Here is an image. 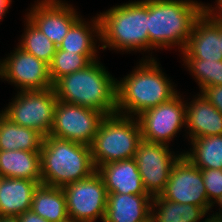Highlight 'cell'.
<instances>
[{"instance_id":"cell-1","label":"cell","mask_w":222,"mask_h":222,"mask_svg":"<svg viewBox=\"0 0 222 222\" xmlns=\"http://www.w3.org/2000/svg\"><path fill=\"white\" fill-rule=\"evenodd\" d=\"M156 58L142 59L131 73L117 80L116 113L137 117L142 112L169 101L178 91L162 71Z\"/></svg>"},{"instance_id":"cell-2","label":"cell","mask_w":222,"mask_h":222,"mask_svg":"<svg viewBox=\"0 0 222 222\" xmlns=\"http://www.w3.org/2000/svg\"><path fill=\"white\" fill-rule=\"evenodd\" d=\"M205 3L195 0H148L149 56L152 50L177 47L185 49L195 21L204 12ZM151 51V53H150Z\"/></svg>"},{"instance_id":"cell-3","label":"cell","mask_w":222,"mask_h":222,"mask_svg":"<svg viewBox=\"0 0 222 222\" xmlns=\"http://www.w3.org/2000/svg\"><path fill=\"white\" fill-rule=\"evenodd\" d=\"M99 60L57 79L52 87L56 98L98 110L106 116L116 114L117 79Z\"/></svg>"},{"instance_id":"cell-4","label":"cell","mask_w":222,"mask_h":222,"mask_svg":"<svg viewBox=\"0 0 222 222\" xmlns=\"http://www.w3.org/2000/svg\"><path fill=\"white\" fill-rule=\"evenodd\" d=\"M100 49L120 52H149L148 0L113 5L98 14ZM143 50V51H142Z\"/></svg>"},{"instance_id":"cell-5","label":"cell","mask_w":222,"mask_h":222,"mask_svg":"<svg viewBox=\"0 0 222 222\" xmlns=\"http://www.w3.org/2000/svg\"><path fill=\"white\" fill-rule=\"evenodd\" d=\"M42 184L64 186L91 176L94 166L90 146L45 136L40 150Z\"/></svg>"},{"instance_id":"cell-6","label":"cell","mask_w":222,"mask_h":222,"mask_svg":"<svg viewBox=\"0 0 222 222\" xmlns=\"http://www.w3.org/2000/svg\"><path fill=\"white\" fill-rule=\"evenodd\" d=\"M140 124L136 117L113 114L106 116L90 146L95 168L134 158L141 140Z\"/></svg>"},{"instance_id":"cell-7","label":"cell","mask_w":222,"mask_h":222,"mask_svg":"<svg viewBox=\"0 0 222 222\" xmlns=\"http://www.w3.org/2000/svg\"><path fill=\"white\" fill-rule=\"evenodd\" d=\"M12 99L1 112L17 125L34 129L43 137L49 136L58 102L54 89L17 91Z\"/></svg>"},{"instance_id":"cell-8","label":"cell","mask_w":222,"mask_h":222,"mask_svg":"<svg viewBox=\"0 0 222 222\" xmlns=\"http://www.w3.org/2000/svg\"><path fill=\"white\" fill-rule=\"evenodd\" d=\"M69 220L77 222H103L107 207V191L101 175L91 176L64 186Z\"/></svg>"},{"instance_id":"cell-9","label":"cell","mask_w":222,"mask_h":222,"mask_svg":"<svg viewBox=\"0 0 222 222\" xmlns=\"http://www.w3.org/2000/svg\"><path fill=\"white\" fill-rule=\"evenodd\" d=\"M178 92L169 101L150 108L136 118L140 124L141 138L169 145L177 134L186 128V101Z\"/></svg>"},{"instance_id":"cell-10","label":"cell","mask_w":222,"mask_h":222,"mask_svg":"<svg viewBox=\"0 0 222 222\" xmlns=\"http://www.w3.org/2000/svg\"><path fill=\"white\" fill-rule=\"evenodd\" d=\"M106 115L98 110L58 100L50 136L91 146Z\"/></svg>"},{"instance_id":"cell-11","label":"cell","mask_w":222,"mask_h":222,"mask_svg":"<svg viewBox=\"0 0 222 222\" xmlns=\"http://www.w3.org/2000/svg\"><path fill=\"white\" fill-rule=\"evenodd\" d=\"M175 153L169 145L141 139L134 156L143 187L151 197L160 195L169 180L173 164L182 153Z\"/></svg>"},{"instance_id":"cell-12","label":"cell","mask_w":222,"mask_h":222,"mask_svg":"<svg viewBox=\"0 0 222 222\" xmlns=\"http://www.w3.org/2000/svg\"><path fill=\"white\" fill-rule=\"evenodd\" d=\"M0 59V80L8 81L17 91L45 90L53 87L49 65L17 47Z\"/></svg>"},{"instance_id":"cell-13","label":"cell","mask_w":222,"mask_h":222,"mask_svg":"<svg viewBox=\"0 0 222 222\" xmlns=\"http://www.w3.org/2000/svg\"><path fill=\"white\" fill-rule=\"evenodd\" d=\"M163 199L180 204H192L212 212L208 201L201 169L193 165L184 155L173 164L169 180L160 194Z\"/></svg>"},{"instance_id":"cell-14","label":"cell","mask_w":222,"mask_h":222,"mask_svg":"<svg viewBox=\"0 0 222 222\" xmlns=\"http://www.w3.org/2000/svg\"><path fill=\"white\" fill-rule=\"evenodd\" d=\"M26 17L46 35L57 48L62 44L71 26L81 17L72 4L63 0H37Z\"/></svg>"},{"instance_id":"cell-15","label":"cell","mask_w":222,"mask_h":222,"mask_svg":"<svg viewBox=\"0 0 222 222\" xmlns=\"http://www.w3.org/2000/svg\"><path fill=\"white\" fill-rule=\"evenodd\" d=\"M220 26L204 12L195 21L191 35L181 52L183 59L222 60Z\"/></svg>"},{"instance_id":"cell-16","label":"cell","mask_w":222,"mask_h":222,"mask_svg":"<svg viewBox=\"0 0 222 222\" xmlns=\"http://www.w3.org/2000/svg\"><path fill=\"white\" fill-rule=\"evenodd\" d=\"M186 102V131L188 138L222 135V113L198 92Z\"/></svg>"},{"instance_id":"cell-17","label":"cell","mask_w":222,"mask_h":222,"mask_svg":"<svg viewBox=\"0 0 222 222\" xmlns=\"http://www.w3.org/2000/svg\"><path fill=\"white\" fill-rule=\"evenodd\" d=\"M97 172L105 183L107 194L149 195L143 187L134 158L103 164Z\"/></svg>"},{"instance_id":"cell-18","label":"cell","mask_w":222,"mask_h":222,"mask_svg":"<svg viewBox=\"0 0 222 222\" xmlns=\"http://www.w3.org/2000/svg\"><path fill=\"white\" fill-rule=\"evenodd\" d=\"M150 195L107 194V207L103 222H138L151 217Z\"/></svg>"},{"instance_id":"cell-19","label":"cell","mask_w":222,"mask_h":222,"mask_svg":"<svg viewBox=\"0 0 222 222\" xmlns=\"http://www.w3.org/2000/svg\"><path fill=\"white\" fill-rule=\"evenodd\" d=\"M42 180L2 178L0 184V216H19L31 209L35 190Z\"/></svg>"},{"instance_id":"cell-20","label":"cell","mask_w":222,"mask_h":222,"mask_svg":"<svg viewBox=\"0 0 222 222\" xmlns=\"http://www.w3.org/2000/svg\"><path fill=\"white\" fill-rule=\"evenodd\" d=\"M0 175L6 178L41 180L40 151L0 150Z\"/></svg>"},{"instance_id":"cell-21","label":"cell","mask_w":222,"mask_h":222,"mask_svg":"<svg viewBox=\"0 0 222 222\" xmlns=\"http://www.w3.org/2000/svg\"><path fill=\"white\" fill-rule=\"evenodd\" d=\"M81 16L70 28L63 38L59 49L77 52L78 54H97L101 41L100 20L96 14L91 20L85 21ZM96 37V38H95Z\"/></svg>"},{"instance_id":"cell-22","label":"cell","mask_w":222,"mask_h":222,"mask_svg":"<svg viewBox=\"0 0 222 222\" xmlns=\"http://www.w3.org/2000/svg\"><path fill=\"white\" fill-rule=\"evenodd\" d=\"M43 138L38 131L17 125L0 111V150L40 151Z\"/></svg>"},{"instance_id":"cell-23","label":"cell","mask_w":222,"mask_h":222,"mask_svg":"<svg viewBox=\"0 0 222 222\" xmlns=\"http://www.w3.org/2000/svg\"><path fill=\"white\" fill-rule=\"evenodd\" d=\"M31 210L49 222L69 220L62 188L40 184L34 192Z\"/></svg>"},{"instance_id":"cell-24","label":"cell","mask_w":222,"mask_h":222,"mask_svg":"<svg viewBox=\"0 0 222 222\" xmlns=\"http://www.w3.org/2000/svg\"><path fill=\"white\" fill-rule=\"evenodd\" d=\"M207 213L203 207L169 201L160 195L152 197V222H204Z\"/></svg>"},{"instance_id":"cell-25","label":"cell","mask_w":222,"mask_h":222,"mask_svg":"<svg viewBox=\"0 0 222 222\" xmlns=\"http://www.w3.org/2000/svg\"><path fill=\"white\" fill-rule=\"evenodd\" d=\"M189 151H182L199 169H222V135L191 139Z\"/></svg>"},{"instance_id":"cell-26","label":"cell","mask_w":222,"mask_h":222,"mask_svg":"<svg viewBox=\"0 0 222 222\" xmlns=\"http://www.w3.org/2000/svg\"><path fill=\"white\" fill-rule=\"evenodd\" d=\"M24 19L26 21V25H24V32L21 35L20 41L18 42V46L49 65L53 59L57 47L27 18Z\"/></svg>"},{"instance_id":"cell-27","label":"cell","mask_w":222,"mask_h":222,"mask_svg":"<svg viewBox=\"0 0 222 222\" xmlns=\"http://www.w3.org/2000/svg\"><path fill=\"white\" fill-rule=\"evenodd\" d=\"M97 59H100L98 54H78L57 48L49 64L51 80L54 83L64 75L86 68Z\"/></svg>"},{"instance_id":"cell-28","label":"cell","mask_w":222,"mask_h":222,"mask_svg":"<svg viewBox=\"0 0 222 222\" xmlns=\"http://www.w3.org/2000/svg\"><path fill=\"white\" fill-rule=\"evenodd\" d=\"M184 67L194 76L199 93L207 86L222 85V60L183 59Z\"/></svg>"},{"instance_id":"cell-29","label":"cell","mask_w":222,"mask_h":222,"mask_svg":"<svg viewBox=\"0 0 222 222\" xmlns=\"http://www.w3.org/2000/svg\"><path fill=\"white\" fill-rule=\"evenodd\" d=\"M208 201L213 204L222 195V169H201Z\"/></svg>"},{"instance_id":"cell-30","label":"cell","mask_w":222,"mask_h":222,"mask_svg":"<svg viewBox=\"0 0 222 222\" xmlns=\"http://www.w3.org/2000/svg\"><path fill=\"white\" fill-rule=\"evenodd\" d=\"M200 93L222 113V85L207 86Z\"/></svg>"},{"instance_id":"cell-31","label":"cell","mask_w":222,"mask_h":222,"mask_svg":"<svg viewBox=\"0 0 222 222\" xmlns=\"http://www.w3.org/2000/svg\"><path fill=\"white\" fill-rule=\"evenodd\" d=\"M215 6L204 5V13L209 16L217 25L222 27V0H215Z\"/></svg>"},{"instance_id":"cell-32","label":"cell","mask_w":222,"mask_h":222,"mask_svg":"<svg viewBox=\"0 0 222 222\" xmlns=\"http://www.w3.org/2000/svg\"><path fill=\"white\" fill-rule=\"evenodd\" d=\"M17 217L19 222H49L38 214H36L35 212H33L31 209L25 211Z\"/></svg>"},{"instance_id":"cell-33","label":"cell","mask_w":222,"mask_h":222,"mask_svg":"<svg viewBox=\"0 0 222 222\" xmlns=\"http://www.w3.org/2000/svg\"><path fill=\"white\" fill-rule=\"evenodd\" d=\"M12 0H0V21L5 18L8 9L11 6Z\"/></svg>"},{"instance_id":"cell-34","label":"cell","mask_w":222,"mask_h":222,"mask_svg":"<svg viewBox=\"0 0 222 222\" xmlns=\"http://www.w3.org/2000/svg\"><path fill=\"white\" fill-rule=\"evenodd\" d=\"M215 203H216V205H219V209H218L219 212H215L214 215L222 217V195L215 200V202L212 204L211 209H213V206H216Z\"/></svg>"},{"instance_id":"cell-35","label":"cell","mask_w":222,"mask_h":222,"mask_svg":"<svg viewBox=\"0 0 222 222\" xmlns=\"http://www.w3.org/2000/svg\"><path fill=\"white\" fill-rule=\"evenodd\" d=\"M208 215H207V218L204 219V222H222V217L214 215V213L211 216L209 213Z\"/></svg>"},{"instance_id":"cell-36","label":"cell","mask_w":222,"mask_h":222,"mask_svg":"<svg viewBox=\"0 0 222 222\" xmlns=\"http://www.w3.org/2000/svg\"><path fill=\"white\" fill-rule=\"evenodd\" d=\"M0 222H19L16 216H0Z\"/></svg>"},{"instance_id":"cell-37","label":"cell","mask_w":222,"mask_h":222,"mask_svg":"<svg viewBox=\"0 0 222 222\" xmlns=\"http://www.w3.org/2000/svg\"><path fill=\"white\" fill-rule=\"evenodd\" d=\"M220 37H221V53H222V27L220 26Z\"/></svg>"},{"instance_id":"cell-38","label":"cell","mask_w":222,"mask_h":222,"mask_svg":"<svg viewBox=\"0 0 222 222\" xmlns=\"http://www.w3.org/2000/svg\"><path fill=\"white\" fill-rule=\"evenodd\" d=\"M138 222H152V218L150 217V218H149V219H147V220L138 221Z\"/></svg>"},{"instance_id":"cell-39","label":"cell","mask_w":222,"mask_h":222,"mask_svg":"<svg viewBox=\"0 0 222 222\" xmlns=\"http://www.w3.org/2000/svg\"><path fill=\"white\" fill-rule=\"evenodd\" d=\"M2 178H3V177L0 175V184H1V182H2Z\"/></svg>"},{"instance_id":"cell-40","label":"cell","mask_w":222,"mask_h":222,"mask_svg":"<svg viewBox=\"0 0 222 222\" xmlns=\"http://www.w3.org/2000/svg\"><path fill=\"white\" fill-rule=\"evenodd\" d=\"M66 222H77V221H73V220H68V221H66Z\"/></svg>"}]
</instances>
